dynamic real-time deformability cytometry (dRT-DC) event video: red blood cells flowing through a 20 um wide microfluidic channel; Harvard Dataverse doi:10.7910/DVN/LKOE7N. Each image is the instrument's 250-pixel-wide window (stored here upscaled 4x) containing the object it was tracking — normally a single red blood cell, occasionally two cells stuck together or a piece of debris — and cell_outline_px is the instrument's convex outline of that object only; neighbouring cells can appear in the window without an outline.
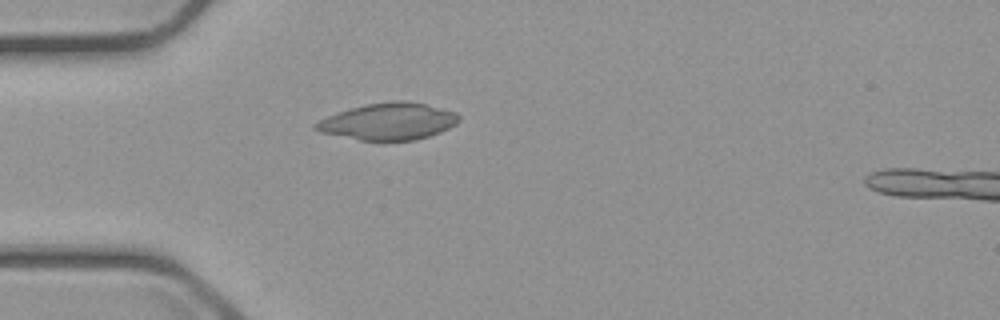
{"species": "common noctule bat (a hibernating species)", "species_latin": "Nyctalus noctula", "temperature_condition": "cold", "stored_images_in_passage": 5, "camera_frame_rate_fps": 3000, "um_per_image_px": 0.085, "animal": {"sex": "male", "body_mass_g": 23.1, "forearm_length_mm": 52.7}, "frame": {"image": 1, "passage_image": 5, "time_ms": 4.333, "image_size_px": [1000, 320], "cell_outline_px": [[460, 120], [456, 124], [440, 132], [416, 140], [360, 140], [320, 132], [312, 128], [312, 124], [328, 116], [352, 108], [368, 104], [392, 100], [404, 100], [424, 104], [456, 112], [460, 116]], "centroid_in_image_um": [33.02, 10.32], "position_along_channel_um": 52.0, "area_um2": 30.46}}